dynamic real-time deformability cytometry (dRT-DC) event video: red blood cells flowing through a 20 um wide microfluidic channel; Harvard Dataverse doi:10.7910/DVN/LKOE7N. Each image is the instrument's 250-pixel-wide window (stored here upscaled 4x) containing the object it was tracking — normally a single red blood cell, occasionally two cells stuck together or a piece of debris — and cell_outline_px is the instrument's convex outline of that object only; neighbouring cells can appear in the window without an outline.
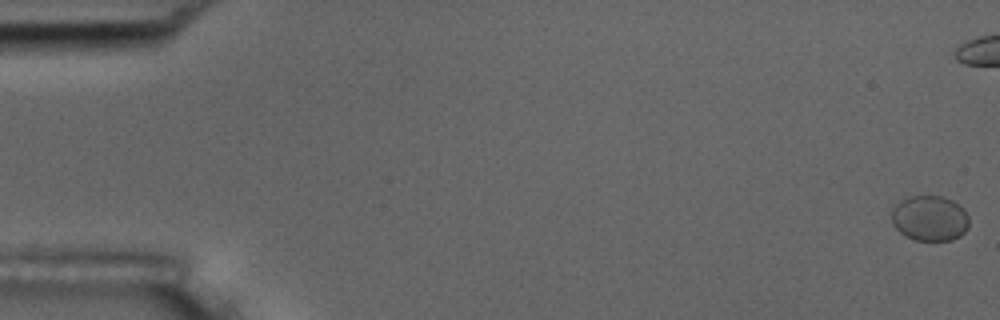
{"species": "common noctule bat (a hibernating species)", "species_latin": "Nyctalus noctula", "temperature_condition": "room temperature", "stored_images_in_passage": 9, "camera_frame_rate_fps": 3000, "um_per_image_px": 0.085, "animal": {"sex": "male", "body_mass_g": 17.5, "forearm_length_mm": 52.3}, "frame": {"image": 1, "passage_image": 1, "time_ms": 0.0, "image_size_px": [1000, 320], "cell_outline_px": [[968, 228], [960, 236], [952, 240], [916, 240], [904, 236], [892, 224], [892, 208], [900, 200], [908, 196], [940, 196], [952, 200], [964, 208], [968, 216]], "centroid_in_image_um": [79.02, 18.55], "position_along_channel_um": 6.0, "area_um2": 20.63}}